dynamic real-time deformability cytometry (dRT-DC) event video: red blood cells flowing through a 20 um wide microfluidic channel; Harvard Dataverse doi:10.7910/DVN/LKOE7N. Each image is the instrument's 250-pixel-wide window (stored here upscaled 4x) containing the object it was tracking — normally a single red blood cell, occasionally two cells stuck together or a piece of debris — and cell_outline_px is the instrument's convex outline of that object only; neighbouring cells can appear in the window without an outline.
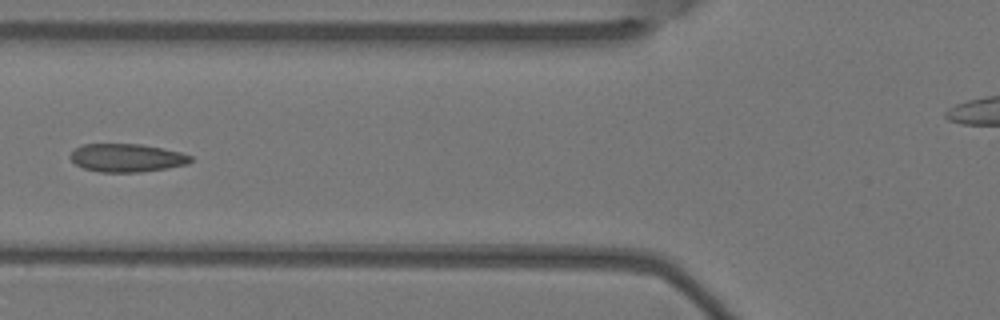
{"species": "Egyptian fruit bat (a non-hibernating species)", "species_latin": "Rousettus aegyptiacus", "temperature_condition": "warm", "stored_images_in_passage": 5, "camera_frame_rate_fps": 3000, "um_per_image_px": 0.085, "animal": {"sex": "female"}, "frame": {"image": 1, "passage_image": 5, "time_ms": 1.333, "image_size_px": [1000, 320], "cell_outline_px": [[192, 160], [188, 164], [168, 168], [140, 172], [100, 172], [84, 168], [76, 164], [68, 156], [76, 148], [84, 144], [140, 144], [164, 148], [180, 152], [192, 156]], "centroid_in_image_um": [10.8, 13.41], "position_along_channel_um": 115.0, "area_um2": 19.77}}